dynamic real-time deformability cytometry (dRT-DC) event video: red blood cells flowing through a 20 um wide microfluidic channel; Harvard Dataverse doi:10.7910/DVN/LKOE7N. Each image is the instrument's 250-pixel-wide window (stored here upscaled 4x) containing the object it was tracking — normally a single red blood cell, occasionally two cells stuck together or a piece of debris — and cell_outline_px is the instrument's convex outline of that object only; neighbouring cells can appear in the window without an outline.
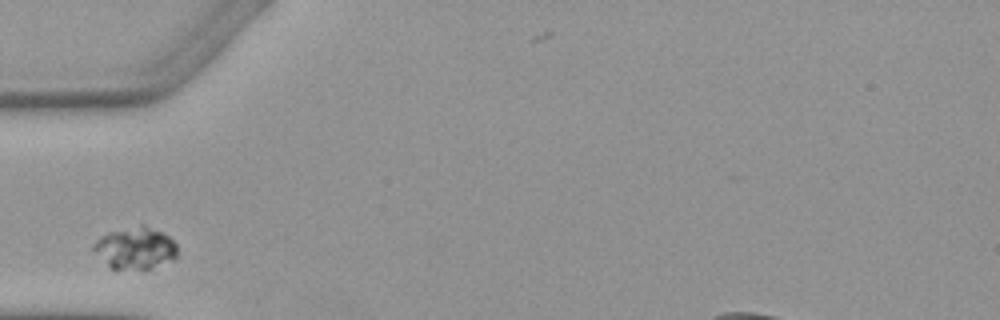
{"species": "Egyptian fruit bat (a non-hibernating species)", "species_latin": "Rousettus aegyptiacus", "temperature_condition": "warm", "stored_images_in_passage": 1, "camera_frame_rate_fps": 3000, "um_per_image_px": 0.085, "animal": {"sex": "female"}, "frame": {"image": 1, "passage_image": 1, "time_ms": 0.0, "image_size_px": [1000, 320], "cell_outline_px": [[176, 260], [152, 268], [116, 272], [108, 268], [92, 248], [92, 244], [100, 236], [108, 232], [140, 224], [144, 224], [164, 232], [176, 244]], "centroid_in_image_um": [11.48, 21.12], "position_along_channel_um": 73.5, "area_um2": 21.27}}